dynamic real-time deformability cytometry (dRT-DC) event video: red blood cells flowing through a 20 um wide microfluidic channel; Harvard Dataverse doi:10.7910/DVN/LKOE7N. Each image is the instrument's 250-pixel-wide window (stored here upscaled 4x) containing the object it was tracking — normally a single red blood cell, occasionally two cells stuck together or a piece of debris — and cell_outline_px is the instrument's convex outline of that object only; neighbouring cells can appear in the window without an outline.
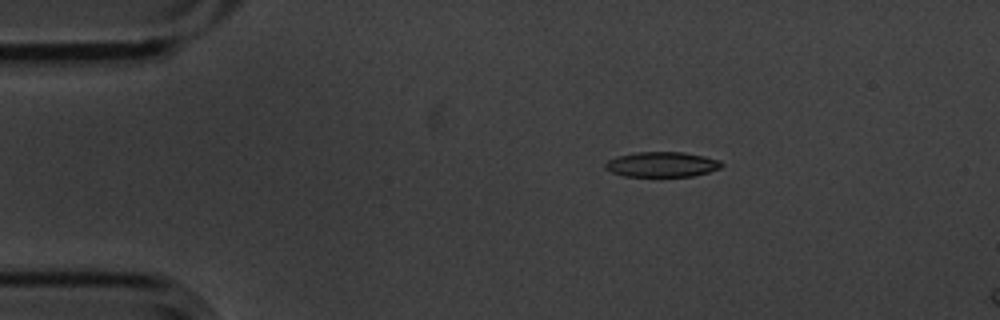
{"species": "common noctule bat (a hibernating species)", "species_latin": "Nyctalus noctula", "temperature_condition": "cold", "stored_images_in_passage": 5, "camera_frame_rate_fps": 3000, "um_per_image_px": 0.085, "animal": {"sex": "male", "body_mass_g": 20.1, "forearm_length_mm": 53.5}, "frame": {"image": 1, "passage_image": 3, "time_ms": 0.667, "image_size_px": [1000, 320], "cell_outline_px": [[724, 164], [720, 168], [708, 172], [692, 176], [624, 176], [612, 172], [604, 168], [604, 164], [608, 160], [616, 156], [636, 152], [684, 152], [704, 156], [720, 160]], "centroid_in_image_um": [56.25, 13.97], "position_along_channel_um": 28.7, "area_um2": 17.05}}